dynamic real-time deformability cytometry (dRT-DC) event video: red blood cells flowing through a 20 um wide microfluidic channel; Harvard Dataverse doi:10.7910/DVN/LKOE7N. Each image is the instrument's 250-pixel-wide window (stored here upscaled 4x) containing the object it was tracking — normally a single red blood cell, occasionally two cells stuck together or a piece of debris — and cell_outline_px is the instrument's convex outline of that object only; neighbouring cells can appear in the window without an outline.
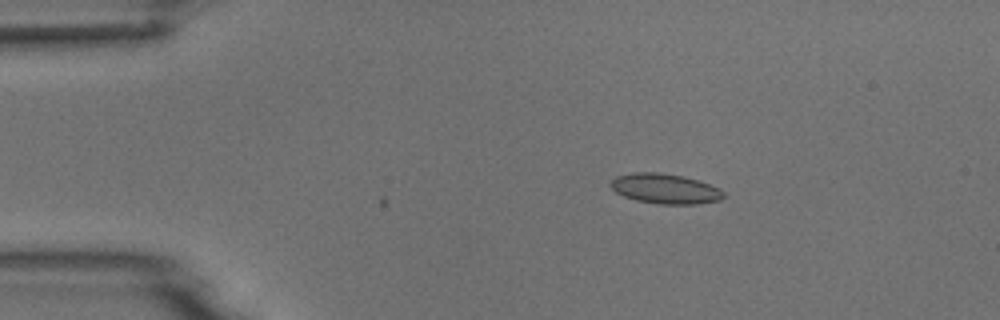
{"species": "common noctule bat (a hibernating species)", "species_latin": "Nyctalus noctula", "temperature_condition": "room temperature", "stored_images_in_passage": 3, "camera_frame_rate_fps": 3000, "um_per_image_px": 0.085, "animal": {"sex": "male", "body_mass_g": 18.8}, "frame": {"image": 1, "passage_image": 3, "time_ms": 2.333, "image_size_px": [1000, 320], "cell_outline_px": [[724, 196], [720, 200], [696, 204], [656, 204], [636, 200], [624, 196], [616, 192], [608, 184], [616, 176], [632, 172], [656, 172], [684, 176], [720, 188], [724, 192]], "centroid_in_image_um": [56.51, 16.04], "position_along_channel_um": 28.5, "area_um2": 19.77}}